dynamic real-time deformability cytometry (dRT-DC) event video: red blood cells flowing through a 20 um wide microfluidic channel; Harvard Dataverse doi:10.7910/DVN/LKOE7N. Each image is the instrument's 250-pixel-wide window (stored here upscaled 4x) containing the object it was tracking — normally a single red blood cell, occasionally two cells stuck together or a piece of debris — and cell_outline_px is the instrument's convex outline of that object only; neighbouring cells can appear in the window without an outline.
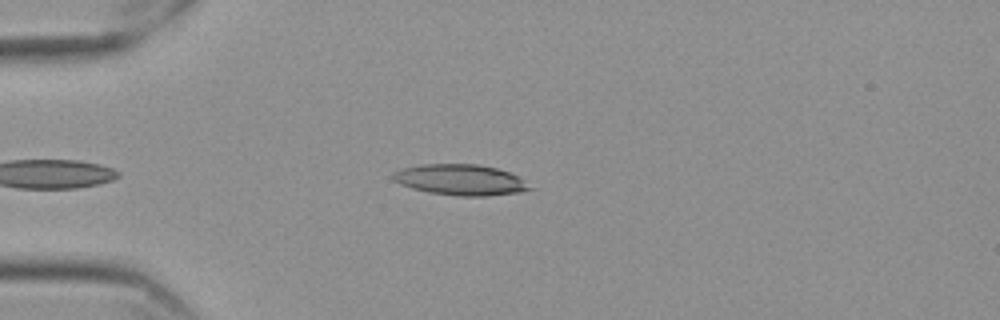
{"species": "Egyptian fruit bat (a non-hibernating species)", "species_latin": "Rousettus aegyptiacus", "temperature_condition": "cold", "stored_images_in_passage": 41, "camera_frame_rate_fps": 3000, "um_per_image_px": 0.085, "frame": {"image": 1, "passage_image": 3, "time_ms": 0.667, "image_size_px": [1000, 320], "cell_outline_px": [[532, 188], [520, 192], [488, 196], [460, 196], [428, 192], [412, 188], [400, 184], [392, 180], [392, 172], [404, 168], [420, 164], [480, 164], [496, 168], [520, 176]], "centroid_in_image_um": [39.13, 15.28], "position_along_channel_um": 45.9, "area_um2": 24.62}}
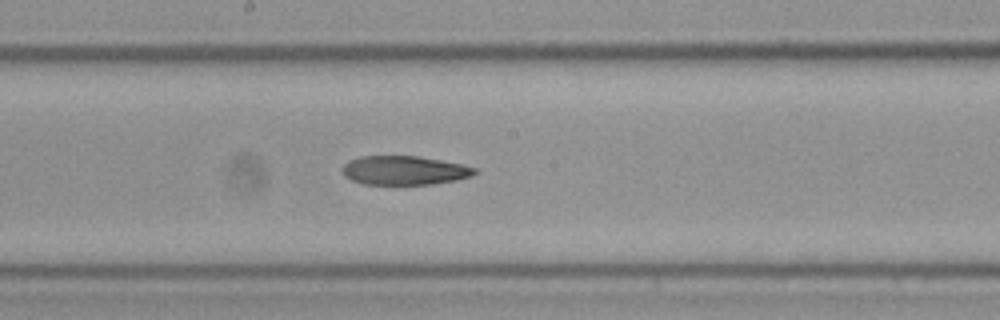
{"frame": {"image": 2, "passage_image": 19, "time_ms": 6.0, "image_size_px": [1000, 320], "cell_outline_px": [[480, 172], [472, 176], [456, 180], [432, 184], [364, 184], [352, 180], [344, 176], [344, 164], [360, 156], [420, 156], [460, 164], [476, 168]], "centroid_in_image_um": [34.42, 14.48], "position_along_channel_um": 213.8, "area_um2": 22.2}}
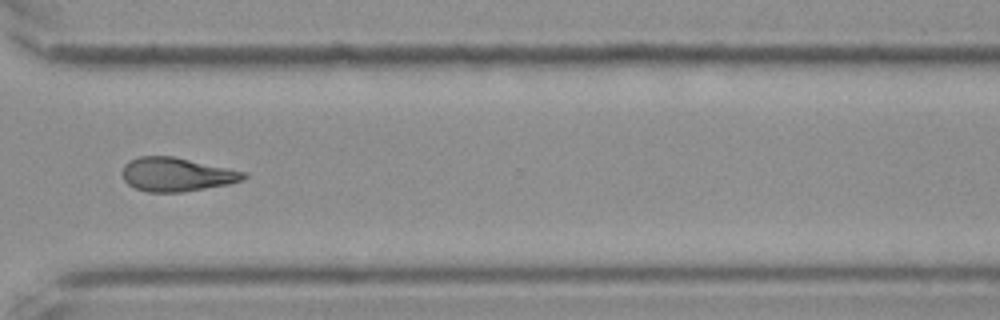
{"frame": {"image": 3, "passage_image": 31, "time_ms": 10.0, "image_size_px": [1000, 320], "cell_outline_px": [[248, 176], [244, 180], [228, 184], [180, 192], [148, 192], [136, 188], [128, 184], [124, 180], [120, 172], [124, 164], [128, 160], [140, 156], [172, 156], [248, 172]], "centroid_in_image_um": [14.99, 14.82], "position_along_channel_um": 355.6, "area_um2": 23.99}}